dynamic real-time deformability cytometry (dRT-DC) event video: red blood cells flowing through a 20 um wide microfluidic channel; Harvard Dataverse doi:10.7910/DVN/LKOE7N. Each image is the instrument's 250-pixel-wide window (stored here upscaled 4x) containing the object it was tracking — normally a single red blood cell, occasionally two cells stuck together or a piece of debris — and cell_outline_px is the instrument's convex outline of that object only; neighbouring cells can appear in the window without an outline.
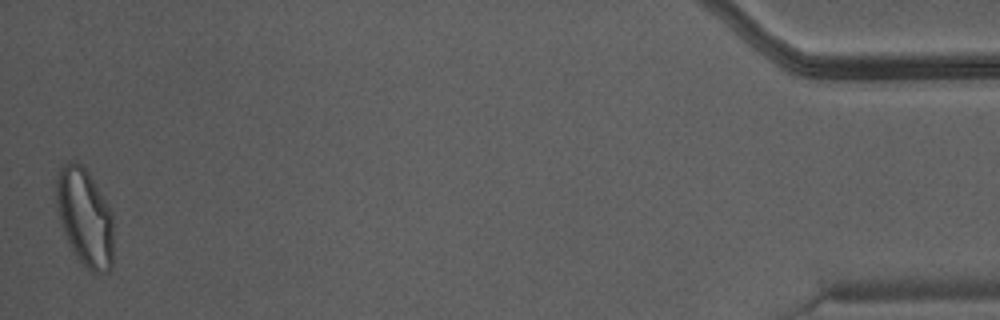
{"species": "Egyptian fruit bat (a non-hibernating species)", "species_latin": "Rousettus aegyptiacus", "temperature_condition": "warm", "stored_images_in_passage": 39, "camera_frame_rate_fps": 3000, "um_per_image_px": 0.085, "animal": {"sex": "male"}, "frame": {"image": 1, "passage_image": 39, "time_ms": 12.667, "image_size_px": [1000, 320], "cell_outline_px": [[112, 268], [108, 272], [92, 272], [76, 256], [64, 232], [60, 220], [56, 204], [56, 176], [60, 164], [68, 160], [76, 160], [88, 172], [108, 204], [112, 212]], "centroid_in_image_um": [7.2, 18.41], "position_along_channel_um": 428.0, "area_um2": 32.48}}